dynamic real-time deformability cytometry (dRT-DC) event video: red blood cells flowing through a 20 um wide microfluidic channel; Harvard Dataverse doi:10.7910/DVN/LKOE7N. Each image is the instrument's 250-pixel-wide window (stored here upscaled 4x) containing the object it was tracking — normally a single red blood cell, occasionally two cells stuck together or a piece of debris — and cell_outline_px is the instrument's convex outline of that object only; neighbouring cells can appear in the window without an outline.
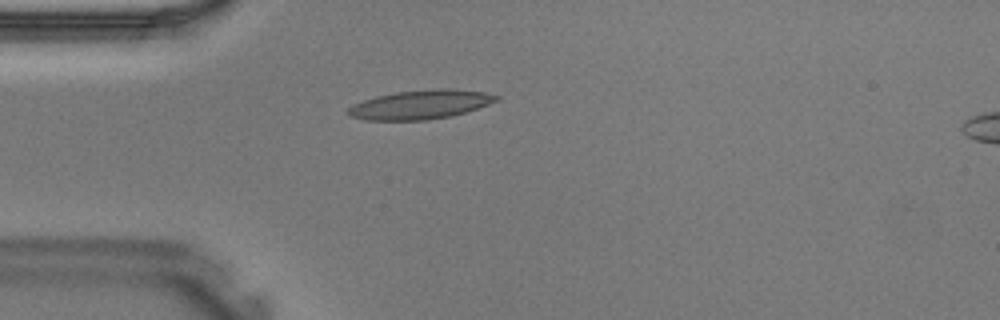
{"species": "Egyptian fruit bat (a non-hibernating species)", "species_latin": "Rousettus aegyptiacus", "temperature_condition": "warm", "stored_images_in_passage": 30, "camera_frame_rate_fps": 3000, "um_per_image_px": 0.085, "animal": {"sex": "male"}, "frame": {"image": 1, "passage_image": 1, "time_ms": 0.0, "image_size_px": [1000, 320], "cell_outline_px": [[500, 100], [452, 116], [428, 120], [364, 120], [348, 116], [344, 112], [352, 104], [376, 96], [396, 92], [436, 88], [448, 88], [484, 92], [500, 96]], "centroid_in_image_um": [35.7, 8.89], "position_along_channel_um": 49.3, "area_um2": 25.26}}
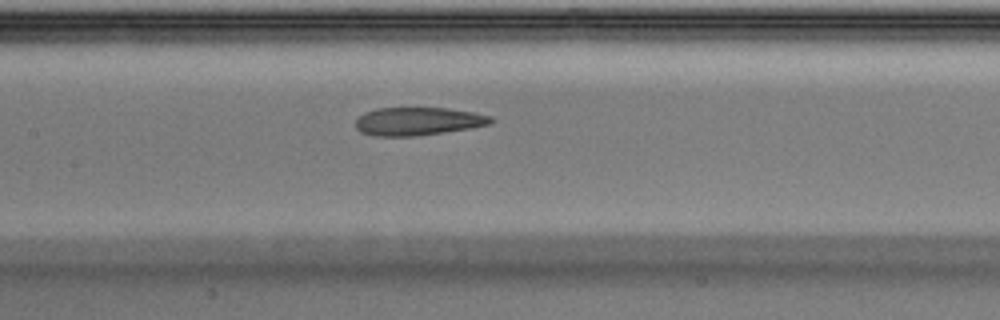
{"frame": {"image": 2, "passage_image": 9, "time_ms": 2.667, "image_size_px": [1000, 320], "cell_outline_px": [[492, 124], [472, 128], [416, 136], [372, 136], [360, 132], [356, 128], [356, 120], [364, 112], [376, 108], [448, 108], [472, 112], [492, 116]], "centroid_in_image_um": [35.52, 10.31], "position_along_channel_um": 171.9, "area_um2": 22.25}}
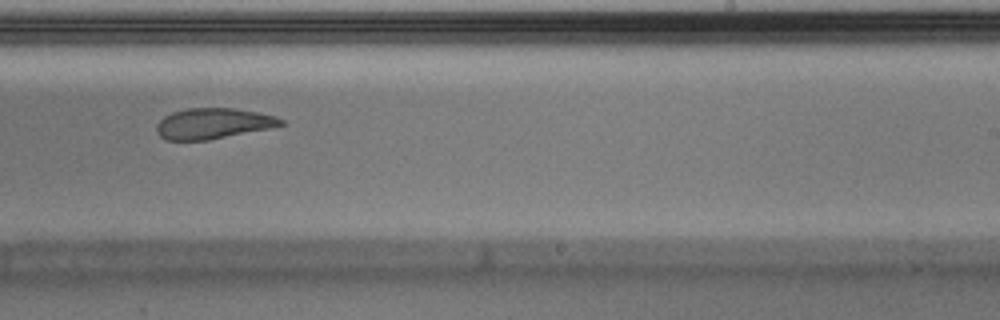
{"frame": {"image": 3, "passage_image": 15, "time_ms": 4.667, "image_size_px": [1000, 320], "cell_outline_px": [[284, 124], [272, 128], [208, 140], [164, 140], [156, 132], [156, 124], [164, 116], [172, 112], [188, 108], [232, 108], [256, 112], [276, 116], [284, 120]], "centroid_in_image_um": [18.1, 10.5], "position_along_channel_um": 270.9, "area_um2": 22.31}}